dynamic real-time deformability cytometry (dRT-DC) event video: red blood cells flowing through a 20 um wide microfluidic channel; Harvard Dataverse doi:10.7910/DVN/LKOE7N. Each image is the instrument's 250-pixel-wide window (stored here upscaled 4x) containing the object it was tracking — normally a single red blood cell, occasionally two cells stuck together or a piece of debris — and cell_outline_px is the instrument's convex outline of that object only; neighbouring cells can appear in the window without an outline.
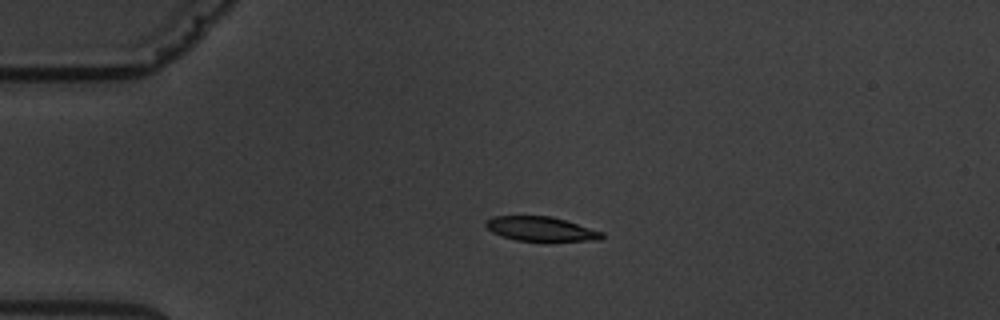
{"species": "common noctule bat (a hibernating species)", "species_latin": "Nyctalus noctula", "temperature_condition": "warm", "stored_images_in_passage": 3, "camera_frame_rate_fps": 3000, "um_per_image_px": 0.085, "animal": {"sex": "male", "body_mass_g": 19.5, "forearm_length_mm": 54.6}, "frame": {"image": 1, "passage_image": 2, "time_ms": 2.333, "image_size_px": [1000, 320], "cell_outline_px": [[604, 236], [600, 240], [548, 244], [516, 240], [492, 232], [484, 224], [484, 220], [492, 216], [552, 216], [604, 232]], "centroid_in_image_um": [46.03, 19.51], "position_along_channel_um": 39.0, "area_um2": 17.46}}